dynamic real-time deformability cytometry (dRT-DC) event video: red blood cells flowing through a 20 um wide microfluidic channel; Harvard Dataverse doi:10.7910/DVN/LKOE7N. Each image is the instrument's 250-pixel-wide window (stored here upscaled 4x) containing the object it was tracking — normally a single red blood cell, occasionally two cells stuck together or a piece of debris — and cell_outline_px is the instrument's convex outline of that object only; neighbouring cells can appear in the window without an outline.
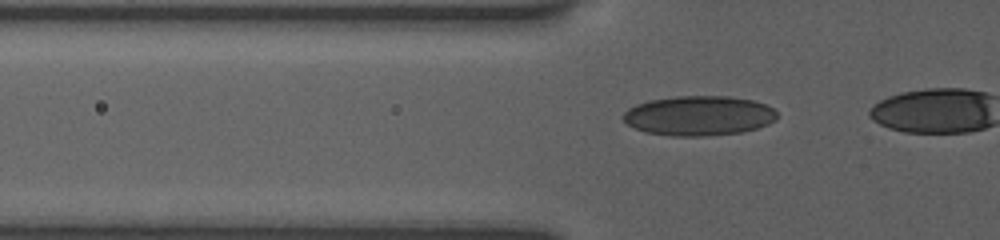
{"species": "human", "species_latin": "Homo sapiens", "temperature_condition": "room temperature", "stored_images_in_passage": 13, "camera_frame_rate_fps": 3000, "um_per_image_px": 0.085, "donor": {"sex": "female"}, "frame": {"image": 1, "passage_image": 9, "time_ms": 2.0, "image_size_px": [1000, 240], "cell_outline_px": [[776, 116], [768, 124], [756, 128], [740, 132], [704, 136], [672, 136], [644, 132], [628, 124], [620, 116], [628, 108], [636, 104], [648, 100], [676, 96], [728, 96], [752, 100], [764, 104], [772, 108], [776, 112]], "centroid_in_image_um": [59.34, 9.83], "position_along_channel_um": 66.5, "area_um2": 35.55}}